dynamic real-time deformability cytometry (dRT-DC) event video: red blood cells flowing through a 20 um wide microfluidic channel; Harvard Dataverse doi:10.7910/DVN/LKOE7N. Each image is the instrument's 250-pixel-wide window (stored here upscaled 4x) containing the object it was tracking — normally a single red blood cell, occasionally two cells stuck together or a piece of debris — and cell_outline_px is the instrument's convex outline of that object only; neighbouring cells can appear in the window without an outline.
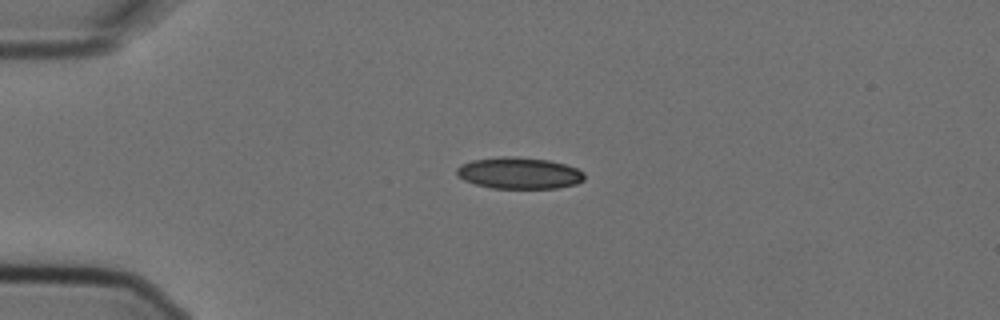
{"species": "Egyptian fruit bat (a non-hibernating species)", "species_latin": "Rousettus aegyptiacus", "temperature_condition": "cold", "stored_images_in_passage": 3, "camera_frame_rate_fps": 3000, "um_per_image_px": 0.085, "animal": {"sex": "female"}, "frame": {"image": 1, "passage_image": 1, "time_ms": 0.0, "image_size_px": [1000, 320], "cell_outline_px": [[584, 180], [576, 184], [556, 188], [492, 188], [476, 184], [464, 180], [456, 176], [456, 168], [472, 160], [504, 156], [516, 156], [548, 160], [564, 164], [576, 168], [584, 172]], "centroid_in_image_um": [44.12, 14.71], "position_along_channel_um": 40.9, "area_um2": 23.41}}